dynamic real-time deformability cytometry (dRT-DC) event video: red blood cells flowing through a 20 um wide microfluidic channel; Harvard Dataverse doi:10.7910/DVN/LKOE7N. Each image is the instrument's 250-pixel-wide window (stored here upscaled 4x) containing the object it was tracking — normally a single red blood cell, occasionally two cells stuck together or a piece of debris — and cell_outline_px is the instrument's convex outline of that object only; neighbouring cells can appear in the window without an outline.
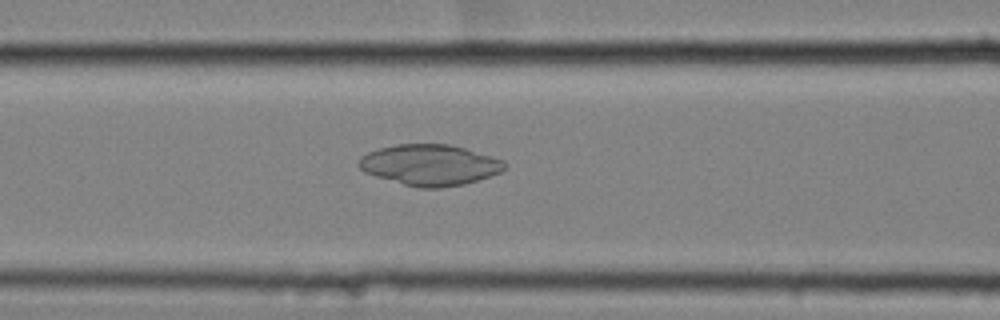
{"species": "common noctule bat (a hibernating species)", "species_latin": "Nyctalus noctula", "temperature_condition": "cold", "stored_images_in_passage": 47, "camera_frame_rate_fps": 3000, "um_per_image_px": 0.085, "animal": {"sex": "female", "body_mass_g": 25.1}, "frame": {"image": 1, "passage_image": 15, "time_ms": 4.667, "image_size_px": [1000, 320], "cell_outline_px": [[504, 168], [500, 172], [464, 184], [440, 188], [420, 188], [404, 184], [376, 176], [364, 172], [356, 164], [360, 156], [368, 152], [380, 148], [396, 144], [448, 144], [464, 148], [492, 156], [504, 160]], "centroid_in_image_um": [36.49, 14.01], "position_along_channel_um": 130.1, "area_um2": 34.51}}
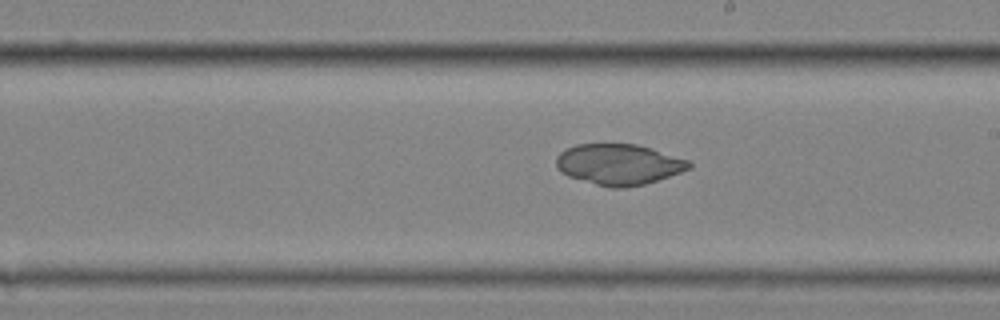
{"frame": {"image": 2, "passage_image": 24, "time_ms": 7.667, "image_size_px": [1000, 320], "cell_outline_px": [[692, 168], [644, 184], [624, 188], [608, 188], [568, 176], [560, 172], [556, 168], [556, 156], [560, 152], [576, 144], [636, 144], [652, 148], [688, 160], [692, 164]], "centroid_in_image_um": [52.57, 13.97], "position_along_channel_um": 236.4, "area_um2": 31.62}}
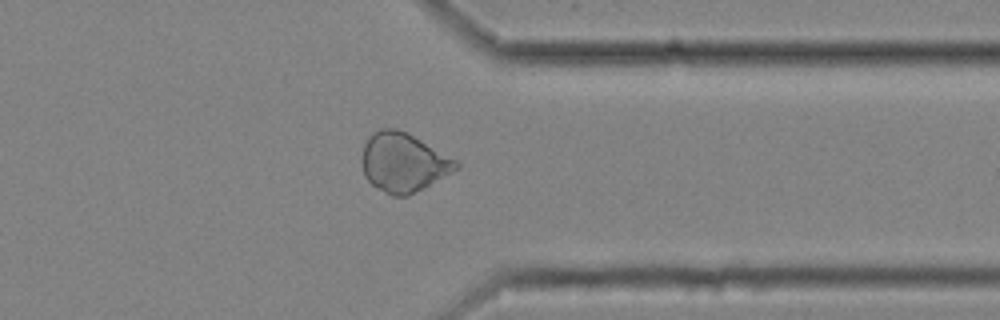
{"frame": {"image": 3, "passage_image": 36, "time_ms": 11.667, "image_size_px": [1000, 320], "cell_outline_px": [[460, 168], [408, 196], [392, 196], [372, 184], [364, 176], [360, 160], [364, 144], [368, 136], [372, 132], [380, 128], [396, 128], [420, 140], [456, 160], [460, 164]], "centroid_in_image_um": [34.24, 13.81], "position_along_channel_um": 377.2, "area_um2": 32.19}}